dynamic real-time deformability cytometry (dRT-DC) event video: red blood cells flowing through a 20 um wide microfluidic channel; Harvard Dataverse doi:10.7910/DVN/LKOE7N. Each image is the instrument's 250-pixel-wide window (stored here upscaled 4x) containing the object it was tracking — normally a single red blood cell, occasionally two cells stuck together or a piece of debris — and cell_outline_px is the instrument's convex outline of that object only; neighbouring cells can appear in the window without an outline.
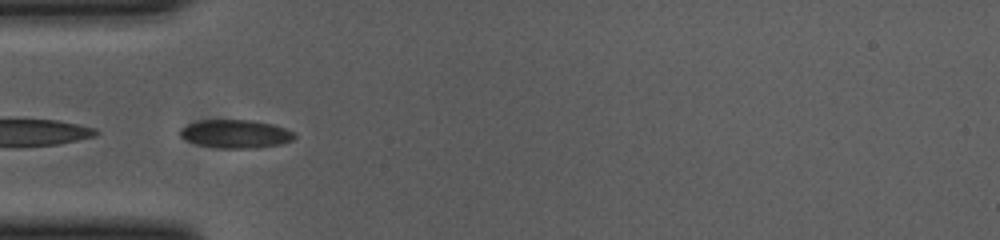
{"species": "common noctule bat (a hibernating species)", "species_latin": "Nyctalus noctula", "temperature_condition": "cold", "stored_images_in_passage": 40, "camera_frame_rate_fps": 3000, "um_per_image_px": 0.085, "animal": {"sex": "female", "body_mass_g": 23.0, "forearm_length_mm": 53.4}, "frame": {"image": 1, "passage_image": 1, "time_ms": 0.0, "image_size_px": [1000, 240], "cell_outline_px": [[296, 136], [292, 140], [280, 144], [252, 148], [216, 148], [200, 144], [188, 140], [180, 136], [180, 128], [188, 124], [204, 120], [252, 120], [272, 124], [284, 128], [292, 132]], "centroid_in_image_um": [20.03, 11.38], "position_along_channel_um": 65.0, "area_um2": 18.55}}
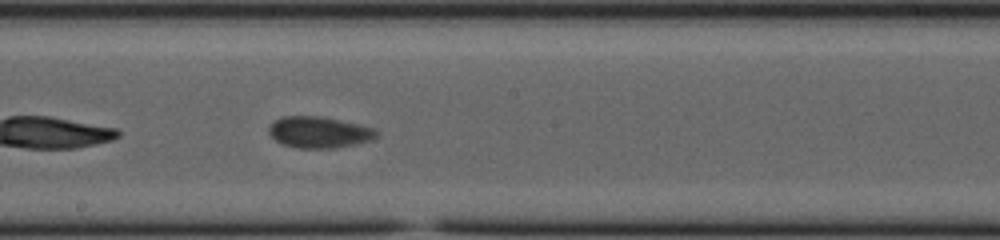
{"frame": {"image": 2, "passage_image": 14, "time_ms": 4.333, "image_size_px": [1000, 240], "cell_outline_px": [[376, 136], [368, 140], [356, 144], [336, 148], [296, 148], [284, 144], [276, 140], [268, 132], [268, 128], [280, 116], [320, 116], [340, 120], [372, 128], [376, 132]], "centroid_in_image_um": [27.07, 11.24], "position_along_channel_um": 221.1, "area_um2": 19.31}}
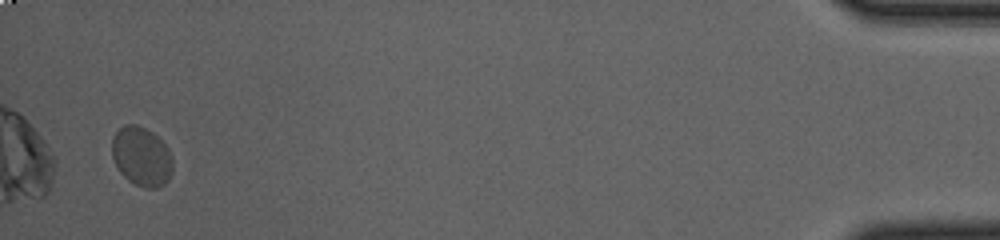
{"frame": {"image": 3, "passage_image": 38, "time_ms": 12.333, "image_size_px": [1000, 240], "cell_outline_px": [[172, 172], [168, 180], [164, 184], [156, 188], [144, 188], [128, 180], [120, 172], [112, 156], [112, 136], [124, 124], [136, 124], [152, 132], [168, 148], [172, 156]], "centroid_in_image_um": [12.03, 13.3], "position_along_channel_um": 423.2, "area_um2": 20.92}, "authors_computed_cell_mechanics": {"area_um2": 19.5075, "velocity_mm_per_s": 3.6203, "shape_relaxation_time_tau1_ms": 1.692, "shape_relaxation_time_tau2_ms": 0.7303, "deformation_change_tau1": 0.0864, "deformation_change_tau2": 0.047}}